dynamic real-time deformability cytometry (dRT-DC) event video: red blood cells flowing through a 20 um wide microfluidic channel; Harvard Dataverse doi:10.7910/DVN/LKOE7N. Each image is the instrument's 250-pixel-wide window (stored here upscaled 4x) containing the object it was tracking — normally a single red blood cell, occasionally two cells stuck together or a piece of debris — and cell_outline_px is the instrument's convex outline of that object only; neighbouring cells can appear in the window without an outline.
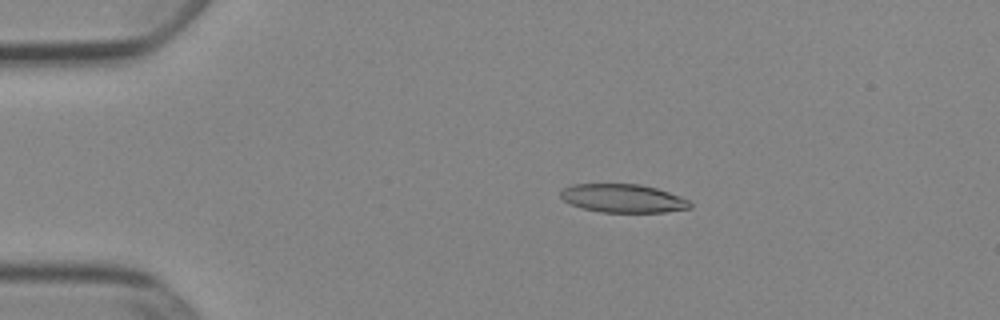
{"species": "Egyptian fruit bat (a non-hibernating species)", "species_latin": "Rousettus aegyptiacus", "temperature_condition": "cold", "stored_images_in_passage": 53, "camera_frame_rate_fps": 3000, "um_per_image_px": 0.085, "animal": {"sex": "female"}, "frame": {"image": 1, "passage_image": 11, "time_ms": 3.333, "image_size_px": [1000, 320], "cell_outline_px": [[692, 208], [664, 212], [600, 212], [580, 208], [564, 200], [560, 196], [560, 192], [564, 188], [572, 184], [640, 184], [656, 188], [680, 196], [688, 200], [692, 204]], "centroid_in_image_um": [52.96, 16.86], "position_along_channel_um": 32.0, "area_um2": 21.44}}
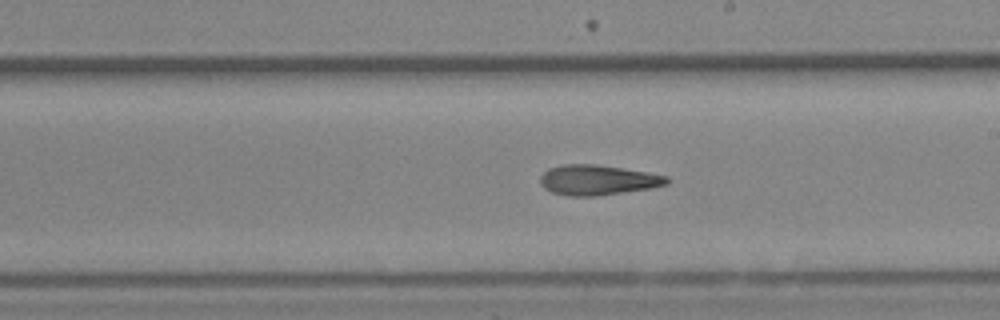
{"frame": {"image": 2, "passage_image": 31, "time_ms": 10.0, "image_size_px": [1000, 320], "cell_outline_px": [[668, 184], [652, 188], [596, 196], [568, 196], [552, 192], [544, 188], [540, 184], [540, 176], [548, 168], [564, 164], [596, 164], [624, 168], [648, 172], [668, 176]], "centroid_in_image_um": [50.8, 15.3], "position_along_channel_um": 238.2, "area_um2": 22.37}}
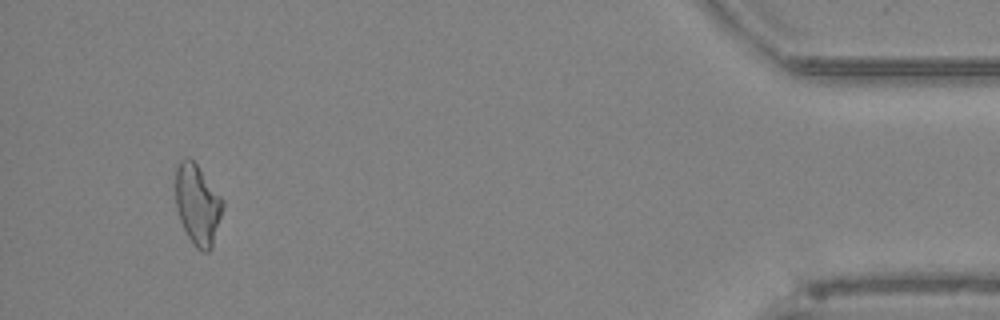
{"frame": {"image": 3, "passage_image": 50, "time_ms": 16.333, "image_size_px": [1000, 320], "cell_outline_px": [[224, 204], [212, 248], [208, 252], [200, 252], [192, 244], [180, 220], [176, 208], [176, 164], [180, 160], [188, 156], [196, 164], [224, 200]], "centroid_in_image_um": [16.79, 17.4], "position_along_channel_um": 418.4, "area_um2": 22.14}, "authors_computed_cell_mechanics": {"area_um2": 22.1374, "velocity_mm_per_s": 3.8985, "shape_relaxation_time_tau1_ms": 6.7889, "shape_relaxation_time_tau2_ms": 6.4705, "deformation_change_tau1": 0.1916, "deformation_change_tau2": 0.187}}